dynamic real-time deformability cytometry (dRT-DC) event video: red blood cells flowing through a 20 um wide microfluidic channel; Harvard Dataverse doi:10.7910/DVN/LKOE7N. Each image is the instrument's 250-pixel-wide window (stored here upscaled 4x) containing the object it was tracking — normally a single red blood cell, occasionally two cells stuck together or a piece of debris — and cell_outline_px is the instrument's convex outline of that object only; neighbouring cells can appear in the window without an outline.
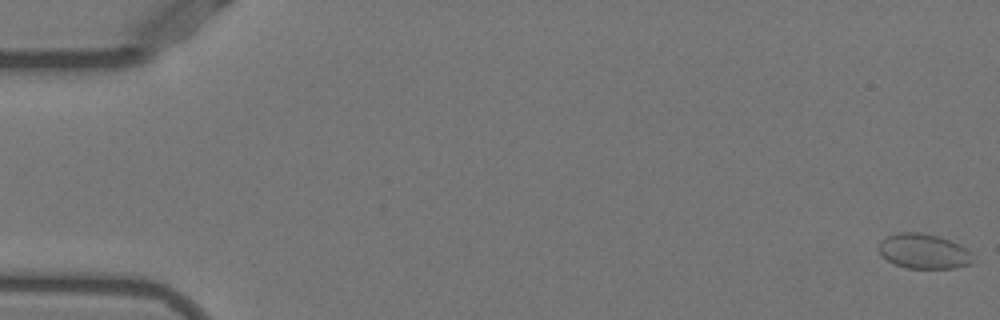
{"species": "Egyptian fruit bat (a non-hibernating species)", "species_latin": "Rousettus aegyptiacus", "temperature_condition": "warm", "stored_images_in_passage": 13, "camera_frame_rate_fps": 3000, "um_per_image_px": 0.085, "animal": {"sex": "female"}, "frame": {"image": 1, "passage_image": 1, "time_ms": 0.0, "image_size_px": [1000, 320], "cell_outline_px": [[972, 260], [968, 264], [956, 268], [908, 268], [896, 264], [880, 256], [876, 248], [876, 244], [880, 240], [896, 232], [920, 232], [940, 236], [960, 244], [968, 248], [972, 252]], "centroid_in_image_um": [78.48, 21.33], "position_along_channel_um": 6.5, "area_um2": 19.54}}